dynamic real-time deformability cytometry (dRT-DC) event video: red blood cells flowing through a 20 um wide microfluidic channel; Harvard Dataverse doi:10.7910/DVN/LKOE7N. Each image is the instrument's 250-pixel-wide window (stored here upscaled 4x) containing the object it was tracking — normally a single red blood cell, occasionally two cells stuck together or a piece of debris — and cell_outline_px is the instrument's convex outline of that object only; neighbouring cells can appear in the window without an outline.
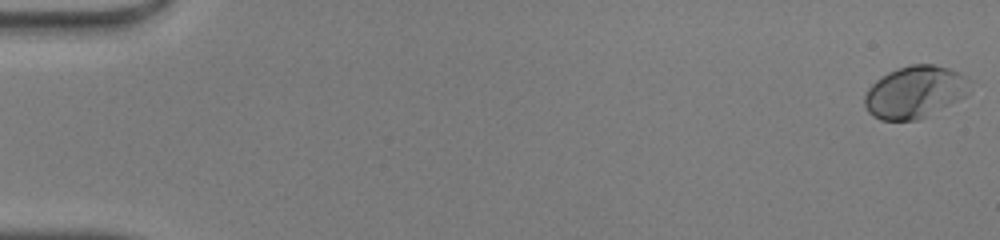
{"species": "human", "species_latin": "Homo sapiens", "temperature_condition": "warm", "stored_images_in_passage": 10, "camera_frame_rate_fps": 3000, "um_per_image_px": 0.085, "donor": {"sex": "male"}, "frame": {"image": 1, "passage_image": 1, "time_ms": 0.0, "image_size_px": [1000, 240], "cell_outline_px": [[972, 80], [968, 92], [964, 96], [916, 120], [880, 120], [872, 116], [868, 112], [864, 104], [864, 96], [868, 88], [876, 80], [888, 72], [912, 64], [932, 64], [948, 68], [960, 72]], "centroid_in_image_um": [77.74, 7.8], "position_along_channel_um": 7.3, "area_um2": 31.67}}